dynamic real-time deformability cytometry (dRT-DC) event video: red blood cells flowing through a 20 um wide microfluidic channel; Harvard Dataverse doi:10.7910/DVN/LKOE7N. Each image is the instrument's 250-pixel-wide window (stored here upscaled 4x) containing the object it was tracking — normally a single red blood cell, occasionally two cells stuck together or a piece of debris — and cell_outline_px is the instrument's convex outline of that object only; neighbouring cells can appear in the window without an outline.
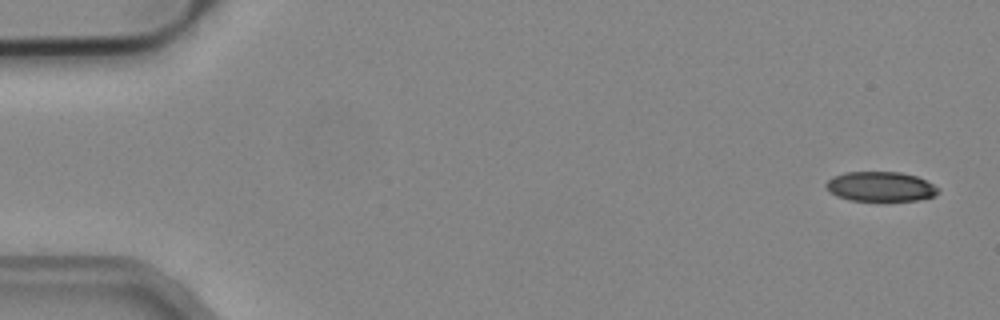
{"species": "common noctule bat (a hibernating species)", "species_latin": "Nyctalus noctula", "temperature_condition": "cold", "stored_images_in_passage": 4, "camera_frame_rate_fps": 3000, "um_per_image_px": 0.085, "animal": {"sex": "male", "body_mass_g": 19.2, "forearm_length_mm": 51.8}, "frame": {"image": 1, "passage_image": 1, "time_ms": 0.0, "image_size_px": [1000, 320], "cell_outline_px": [[940, 192], [936, 196], [916, 200], [852, 200], [836, 196], [828, 192], [824, 184], [832, 176], [844, 172], [900, 172], [916, 176], [940, 188]], "centroid_in_image_um": [74.82, 15.85], "position_along_channel_um": 10.2, "area_um2": 19.48}}
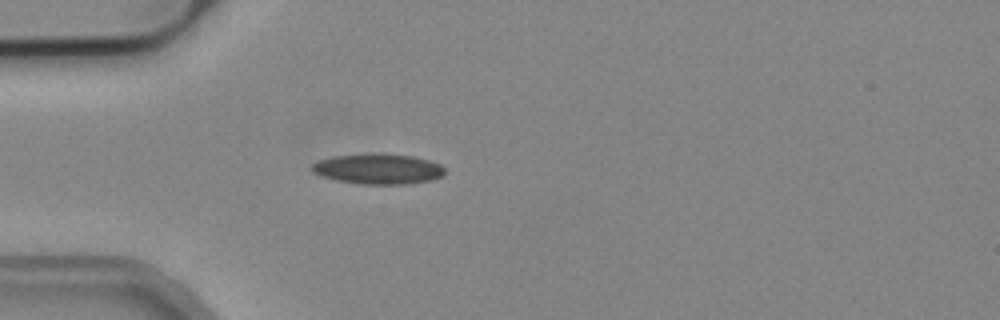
{"frame": {"image": 2, "passage_image": 4, "time_ms": 1.0, "image_size_px": [1000, 320], "cell_outline_px": [[444, 176], [432, 180], [408, 184], [360, 184], [336, 180], [320, 176], [312, 172], [312, 164], [316, 160], [332, 156], [412, 156], [428, 160], [440, 164], [444, 168]], "centroid_in_image_um": [32.14, 14.41], "position_along_channel_um": 52.9, "area_um2": 22.77}}